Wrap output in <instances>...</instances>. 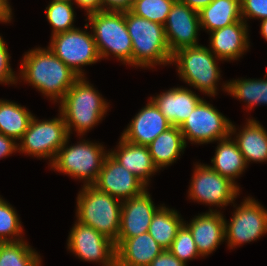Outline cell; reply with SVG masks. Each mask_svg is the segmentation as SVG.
Masks as SVG:
<instances>
[{
	"mask_svg": "<svg viewBox=\"0 0 267 266\" xmlns=\"http://www.w3.org/2000/svg\"><path fill=\"white\" fill-rule=\"evenodd\" d=\"M260 33L267 41V18L261 20Z\"/></svg>",
	"mask_w": 267,
	"mask_h": 266,
	"instance_id": "cell-43",
	"label": "cell"
},
{
	"mask_svg": "<svg viewBox=\"0 0 267 266\" xmlns=\"http://www.w3.org/2000/svg\"><path fill=\"white\" fill-rule=\"evenodd\" d=\"M227 222L225 219V240L232 249L267 233V210L255 199L245 197Z\"/></svg>",
	"mask_w": 267,
	"mask_h": 266,
	"instance_id": "cell-12",
	"label": "cell"
},
{
	"mask_svg": "<svg viewBox=\"0 0 267 266\" xmlns=\"http://www.w3.org/2000/svg\"><path fill=\"white\" fill-rule=\"evenodd\" d=\"M5 3H6V6L8 7V9L12 12V8H11V6H10L8 0H5Z\"/></svg>",
	"mask_w": 267,
	"mask_h": 266,
	"instance_id": "cell-44",
	"label": "cell"
},
{
	"mask_svg": "<svg viewBox=\"0 0 267 266\" xmlns=\"http://www.w3.org/2000/svg\"><path fill=\"white\" fill-rule=\"evenodd\" d=\"M224 91L247 105V109L267 104V79H236L222 85Z\"/></svg>",
	"mask_w": 267,
	"mask_h": 266,
	"instance_id": "cell-29",
	"label": "cell"
},
{
	"mask_svg": "<svg viewBox=\"0 0 267 266\" xmlns=\"http://www.w3.org/2000/svg\"><path fill=\"white\" fill-rule=\"evenodd\" d=\"M160 207L153 204L152 198L146 190L139 196L122 201L120 228L118 239L114 243L115 248L124 239L148 232L152 218Z\"/></svg>",
	"mask_w": 267,
	"mask_h": 266,
	"instance_id": "cell-16",
	"label": "cell"
},
{
	"mask_svg": "<svg viewBox=\"0 0 267 266\" xmlns=\"http://www.w3.org/2000/svg\"><path fill=\"white\" fill-rule=\"evenodd\" d=\"M101 59L114 55L122 64L132 66V39L125 11H99L87 15Z\"/></svg>",
	"mask_w": 267,
	"mask_h": 266,
	"instance_id": "cell-5",
	"label": "cell"
},
{
	"mask_svg": "<svg viewBox=\"0 0 267 266\" xmlns=\"http://www.w3.org/2000/svg\"><path fill=\"white\" fill-rule=\"evenodd\" d=\"M175 0H133L129 10L136 16L164 25Z\"/></svg>",
	"mask_w": 267,
	"mask_h": 266,
	"instance_id": "cell-33",
	"label": "cell"
},
{
	"mask_svg": "<svg viewBox=\"0 0 267 266\" xmlns=\"http://www.w3.org/2000/svg\"><path fill=\"white\" fill-rule=\"evenodd\" d=\"M135 115L123 131L122 137L134 144L149 145L158 135L172 127L167 118L150 100Z\"/></svg>",
	"mask_w": 267,
	"mask_h": 266,
	"instance_id": "cell-18",
	"label": "cell"
},
{
	"mask_svg": "<svg viewBox=\"0 0 267 266\" xmlns=\"http://www.w3.org/2000/svg\"><path fill=\"white\" fill-rule=\"evenodd\" d=\"M18 152V143L10 138L0 133V159L10 156L13 152Z\"/></svg>",
	"mask_w": 267,
	"mask_h": 266,
	"instance_id": "cell-39",
	"label": "cell"
},
{
	"mask_svg": "<svg viewBox=\"0 0 267 266\" xmlns=\"http://www.w3.org/2000/svg\"><path fill=\"white\" fill-rule=\"evenodd\" d=\"M102 11H129L133 0H101Z\"/></svg>",
	"mask_w": 267,
	"mask_h": 266,
	"instance_id": "cell-38",
	"label": "cell"
},
{
	"mask_svg": "<svg viewBox=\"0 0 267 266\" xmlns=\"http://www.w3.org/2000/svg\"><path fill=\"white\" fill-rule=\"evenodd\" d=\"M78 7L86 10V15L94 12L102 11L101 0H74Z\"/></svg>",
	"mask_w": 267,
	"mask_h": 266,
	"instance_id": "cell-40",
	"label": "cell"
},
{
	"mask_svg": "<svg viewBox=\"0 0 267 266\" xmlns=\"http://www.w3.org/2000/svg\"><path fill=\"white\" fill-rule=\"evenodd\" d=\"M10 58L8 48L0 36V84H15L18 82V76L15 75L14 71L10 67Z\"/></svg>",
	"mask_w": 267,
	"mask_h": 266,
	"instance_id": "cell-35",
	"label": "cell"
},
{
	"mask_svg": "<svg viewBox=\"0 0 267 266\" xmlns=\"http://www.w3.org/2000/svg\"><path fill=\"white\" fill-rule=\"evenodd\" d=\"M86 79L80 77L59 102V112L67 125L69 135L72 134V128L77 135H85L103 120L110 107Z\"/></svg>",
	"mask_w": 267,
	"mask_h": 266,
	"instance_id": "cell-2",
	"label": "cell"
},
{
	"mask_svg": "<svg viewBox=\"0 0 267 266\" xmlns=\"http://www.w3.org/2000/svg\"><path fill=\"white\" fill-rule=\"evenodd\" d=\"M183 223L176 210L162 205L154 214L148 233L164 250H168Z\"/></svg>",
	"mask_w": 267,
	"mask_h": 266,
	"instance_id": "cell-28",
	"label": "cell"
},
{
	"mask_svg": "<svg viewBox=\"0 0 267 266\" xmlns=\"http://www.w3.org/2000/svg\"><path fill=\"white\" fill-rule=\"evenodd\" d=\"M236 132V127L232 123L230 136L218 140L215 155L211 159L213 165L210 167L237 185L235 180L245 171L247 164L236 142L232 140V135H235Z\"/></svg>",
	"mask_w": 267,
	"mask_h": 266,
	"instance_id": "cell-23",
	"label": "cell"
},
{
	"mask_svg": "<svg viewBox=\"0 0 267 266\" xmlns=\"http://www.w3.org/2000/svg\"><path fill=\"white\" fill-rule=\"evenodd\" d=\"M200 27L212 32L229 26L241 18L240 0H213L199 11Z\"/></svg>",
	"mask_w": 267,
	"mask_h": 266,
	"instance_id": "cell-26",
	"label": "cell"
},
{
	"mask_svg": "<svg viewBox=\"0 0 267 266\" xmlns=\"http://www.w3.org/2000/svg\"><path fill=\"white\" fill-rule=\"evenodd\" d=\"M241 18H267V0H240ZM245 17V18H244Z\"/></svg>",
	"mask_w": 267,
	"mask_h": 266,
	"instance_id": "cell-36",
	"label": "cell"
},
{
	"mask_svg": "<svg viewBox=\"0 0 267 266\" xmlns=\"http://www.w3.org/2000/svg\"><path fill=\"white\" fill-rule=\"evenodd\" d=\"M218 59L208 47L198 45L177 50L172 54L171 64L176 63L180 78L195 89L208 95L217 94L220 68Z\"/></svg>",
	"mask_w": 267,
	"mask_h": 266,
	"instance_id": "cell-6",
	"label": "cell"
},
{
	"mask_svg": "<svg viewBox=\"0 0 267 266\" xmlns=\"http://www.w3.org/2000/svg\"><path fill=\"white\" fill-rule=\"evenodd\" d=\"M149 99L172 126L180 127L203 98L187 87H173Z\"/></svg>",
	"mask_w": 267,
	"mask_h": 266,
	"instance_id": "cell-20",
	"label": "cell"
},
{
	"mask_svg": "<svg viewBox=\"0 0 267 266\" xmlns=\"http://www.w3.org/2000/svg\"><path fill=\"white\" fill-rule=\"evenodd\" d=\"M88 28L89 25L86 23L85 31L75 28L51 36L48 46V49L79 77H86L81 69L83 66L101 60L93 34L87 32Z\"/></svg>",
	"mask_w": 267,
	"mask_h": 266,
	"instance_id": "cell-9",
	"label": "cell"
},
{
	"mask_svg": "<svg viewBox=\"0 0 267 266\" xmlns=\"http://www.w3.org/2000/svg\"><path fill=\"white\" fill-rule=\"evenodd\" d=\"M188 197L194 202L216 207H224L233 203L239 195L240 188L228 178L222 177L210 165L196 164Z\"/></svg>",
	"mask_w": 267,
	"mask_h": 266,
	"instance_id": "cell-10",
	"label": "cell"
},
{
	"mask_svg": "<svg viewBox=\"0 0 267 266\" xmlns=\"http://www.w3.org/2000/svg\"><path fill=\"white\" fill-rule=\"evenodd\" d=\"M164 249L148 233L124 239L116 248V266H149Z\"/></svg>",
	"mask_w": 267,
	"mask_h": 266,
	"instance_id": "cell-22",
	"label": "cell"
},
{
	"mask_svg": "<svg viewBox=\"0 0 267 266\" xmlns=\"http://www.w3.org/2000/svg\"><path fill=\"white\" fill-rule=\"evenodd\" d=\"M175 257L185 264L188 260L200 256L189 228L183 223L168 249Z\"/></svg>",
	"mask_w": 267,
	"mask_h": 266,
	"instance_id": "cell-34",
	"label": "cell"
},
{
	"mask_svg": "<svg viewBox=\"0 0 267 266\" xmlns=\"http://www.w3.org/2000/svg\"><path fill=\"white\" fill-rule=\"evenodd\" d=\"M188 5L191 9L199 12L204 7H207L213 0H180Z\"/></svg>",
	"mask_w": 267,
	"mask_h": 266,
	"instance_id": "cell-41",
	"label": "cell"
},
{
	"mask_svg": "<svg viewBox=\"0 0 267 266\" xmlns=\"http://www.w3.org/2000/svg\"><path fill=\"white\" fill-rule=\"evenodd\" d=\"M67 241V249L81 260L116 266L114 242L93 227L76 220Z\"/></svg>",
	"mask_w": 267,
	"mask_h": 266,
	"instance_id": "cell-13",
	"label": "cell"
},
{
	"mask_svg": "<svg viewBox=\"0 0 267 266\" xmlns=\"http://www.w3.org/2000/svg\"><path fill=\"white\" fill-rule=\"evenodd\" d=\"M54 1H63V2H70V3H74V2H72L73 0H54Z\"/></svg>",
	"mask_w": 267,
	"mask_h": 266,
	"instance_id": "cell-45",
	"label": "cell"
},
{
	"mask_svg": "<svg viewBox=\"0 0 267 266\" xmlns=\"http://www.w3.org/2000/svg\"><path fill=\"white\" fill-rule=\"evenodd\" d=\"M238 131L233 140L243 154L247 166L251 161L266 162L267 131L259 121L247 119L246 125Z\"/></svg>",
	"mask_w": 267,
	"mask_h": 266,
	"instance_id": "cell-24",
	"label": "cell"
},
{
	"mask_svg": "<svg viewBox=\"0 0 267 266\" xmlns=\"http://www.w3.org/2000/svg\"><path fill=\"white\" fill-rule=\"evenodd\" d=\"M147 146L154 165L161 170L172 165L180 157L187 143L179 127L172 126Z\"/></svg>",
	"mask_w": 267,
	"mask_h": 266,
	"instance_id": "cell-25",
	"label": "cell"
},
{
	"mask_svg": "<svg viewBox=\"0 0 267 266\" xmlns=\"http://www.w3.org/2000/svg\"><path fill=\"white\" fill-rule=\"evenodd\" d=\"M69 139L70 136L59 149L50 167L74 179L83 180L84 185H93L109 151H105L103 145L85 139L68 146Z\"/></svg>",
	"mask_w": 267,
	"mask_h": 266,
	"instance_id": "cell-7",
	"label": "cell"
},
{
	"mask_svg": "<svg viewBox=\"0 0 267 266\" xmlns=\"http://www.w3.org/2000/svg\"><path fill=\"white\" fill-rule=\"evenodd\" d=\"M45 11L46 18L53 29L52 36L76 28L73 24L76 17L73 3L52 0Z\"/></svg>",
	"mask_w": 267,
	"mask_h": 266,
	"instance_id": "cell-31",
	"label": "cell"
},
{
	"mask_svg": "<svg viewBox=\"0 0 267 266\" xmlns=\"http://www.w3.org/2000/svg\"><path fill=\"white\" fill-rule=\"evenodd\" d=\"M231 124L218 109L202 99L179 129L185 143L188 140L192 144H208L229 137Z\"/></svg>",
	"mask_w": 267,
	"mask_h": 266,
	"instance_id": "cell-11",
	"label": "cell"
},
{
	"mask_svg": "<svg viewBox=\"0 0 267 266\" xmlns=\"http://www.w3.org/2000/svg\"><path fill=\"white\" fill-rule=\"evenodd\" d=\"M32 117L26 107L0 99V133L5 136L21 140Z\"/></svg>",
	"mask_w": 267,
	"mask_h": 266,
	"instance_id": "cell-27",
	"label": "cell"
},
{
	"mask_svg": "<svg viewBox=\"0 0 267 266\" xmlns=\"http://www.w3.org/2000/svg\"><path fill=\"white\" fill-rule=\"evenodd\" d=\"M199 12L175 0L164 24L165 38L171 54L177 50L198 46Z\"/></svg>",
	"mask_w": 267,
	"mask_h": 266,
	"instance_id": "cell-14",
	"label": "cell"
},
{
	"mask_svg": "<svg viewBox=\"0 0 267 266\" xmlns=\"http://www.w3.org/2000/svg\"><path fill=\"white\" fill-rule=\"evenodd\" d=\"M93 186L120 201L139 196L147 190V186L138 177L125 169L110 154L106 156Z\"/></svg>",
	"mask_w": 267,
	"mask_h": 266,
	"instance_id": "cell-15",
	"label": "cell"
},
{
	"mask_svg": "<svg viewBox=\"0 0 267 266\" xmlns=\"http://www.w3.org/2000/svg\"><path fill=\"white\" fill-rule=\"evenodd\" d=\"M184 224L189 228L201 257L210 255L225 241V218L217 209L210 208L195 216L189 224L185 221Z\"/></svg>",
	"mask_w": 267,
	"mask_h": 266,
	"instance_id": "cell-17",
	"label": "cell"
},
{
	"mask_svg": "<svg viewBox=\"0 0 267 266\" xmlns=\"http://www.w3.org/2000/svg\"><path fill=\"white\" fill-rule=\"evenodd\" d=\"M23 56L19 79L29 83L50 100L60 102L80 78L51 50L34 48ZM58 100V101H57Z\"/></svg>",
	"mask_w": 267,
	"mask_h": 266,
	"instance_id": "cell-1",
	"label": "cell"
},
{
	"mask_svg": "<svg viewBox=\"0 0 267 266\" xmlns=\"http://www.w3.org/2000/svg\"><path fill=\"white\" fill-rule=\"evenodd\" d=\"M23 228L18 214L7 201L0 197V242L24 240Z\"/></svg>",
	"mask_w": 267,
	"mask_h": 266,
	"instance_id": "cell-32",
	"label": "cell"
},
{
	"mask_svg": "<svg viewBox=\"0 0 267 266\" xmlns=\"http://www.w3.org/2000/svg\"><path fill=\"white\" fill-rule=\"evenodd\" d=\"M125 20L132 39V66L154 67L171 64L172 54L165 38L164 25L125 11Z\"/></svg>",
	"mask_w": 267,
	"mask_h": 266,
	"instance_id": "cell-3",
	"label": "cell"
},
{
	"mask_svg": "<svg viewBox=\"0 0 267 266\" xmlns=\"http://www.w3.org/2000/svg\"><path fill=\"white\" fill-rule=\"evenodd\" d=\"M184 262L175 257L169 250H163L149 266H186Z\"/></svg>",
	"mask_w": 267,
	"mask_h": 266,
	"instance_id": "cell-37",
	"label": "cell"
},
{
	"mask_svg": "<svg viewBox=\"0 0 267 266\" xmlns=\"http://www.w3.org/2000/svg\"><path fill=\"white\" fill-rule=\"evenodd\" d=\"M209 33V49L220 61L238 60L249 49L248 25L243 19Z\"/></svg>",
	"mask_w": 267,
	"mask_h": 266,
	"instance_id": "cell-19",
	"label": "cell"
},
{
	"mask_svg": "<svg viewBox=\"0 0 267 266\" xmlns=\"http://www.w3.org/2000/svg\"><path fill=\"white\" fill-rule=\"evenodd\" d=\"M12 12L6 6L5 0H0V22L10 23Z\"/></svg>",
	"mask_w": 267,
	"mask_h": 266,
	"instance_id": "cell-42",
	"label": "cell"
},
{
	"mask_svg": "<svg viewBox=\"0 0 267 266\" xmlns=\"http://www.w3.org/2000/svg\"><path fill=\"white\" fill-rule=\"evenodd\" d=\"M76 205L78 222L93 227L114 243L117 241L122 201L93 185H83L78 193Z\"/></svg>",
	"mask_w": 267,
	"mask_h": 266,
	"instance_id": "cell-4",
	"label": "cell"
},
{
	"mask_svg": "<svg viewBox=\"0 0 267 266\" xmlns=\"http://www.w3.org/2000/svg\"><path fill=\"white\" fill-rule=\"evenodd\" d=\"M118 144L117 150H111L109 154L148 187L150 176L159 171L153 163L148 146L131 143L122 136Z\"/></svg>",
	"mask_w": 267,
	"mask_h": 266,
	"instance_id": "cell-21",
	"label": "cell"
},
{
	"mask_svg": "<svg viewBox=\"0 0 267 266\" xmlns=\"http://www.w3.org/2000/svg\"><path fill=\"white\" fill-rule=\"evenodd\" d=\"M59 114L58 118L43 121L33 116L18 143V152L37 158H48L51 165L59 149L70 136L63 116Z\"/></svg>",
	"mask_w": 267,
	"mask_h": 266,
	"instance_id": "cell-8",
	"label": "cell"
},
{
	"mask_svg": "<svg viewBox=\"0 0 267 266\" xmlns=\"http://www.w3.org/2000/svg\"><path fill=\"white\" fill-rule=\"evenodd\" d=\"M27 243L0 242V266H42L40 255Z\"/></svg>",
	"mask_w": 267,
	"mask_h": 266,
	"instance_id": "cell-30",
	"label": "cell"
}]
</instances>
